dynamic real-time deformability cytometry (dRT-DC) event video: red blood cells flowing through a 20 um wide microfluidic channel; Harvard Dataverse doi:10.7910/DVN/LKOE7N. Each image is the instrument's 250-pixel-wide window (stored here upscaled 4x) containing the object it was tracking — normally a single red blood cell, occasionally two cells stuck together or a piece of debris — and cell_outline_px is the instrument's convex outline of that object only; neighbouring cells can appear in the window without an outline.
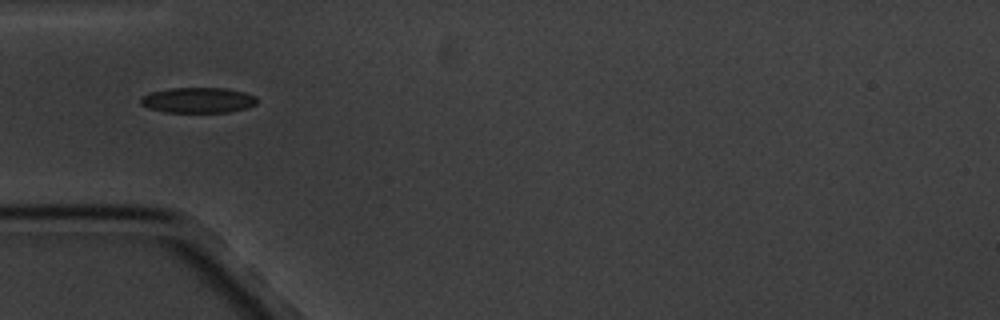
{"species": "common noctule bat (a hibernating species)", "species_latin": "Nyctalus noctula", "temperature_condition": "cold", "stored_images_in_passage": 8, "camera_frame_rate_fps": 3000, "um_per_image_px": 0.085, "animal": {"sex": "male", "body_mass_g": 20.1, "forearm_length_mm": 53.5}, "frame": {"image": 1, "passage_image": 3, "time_ms": 2.0, "image_size_px": [1000, 320], "cell_outline_px": [[256, 104], [244, 108], [228, 112], [168, 112], [148, 108], [140, 104], [140, 96], [152, 92], [168, 88], [228, 88], [244, 92], [256, 96]], "centroid_in_image_um": [16.8, 8.5], "position_along_channel_um": 68.2, "area_um2": 17.22}}
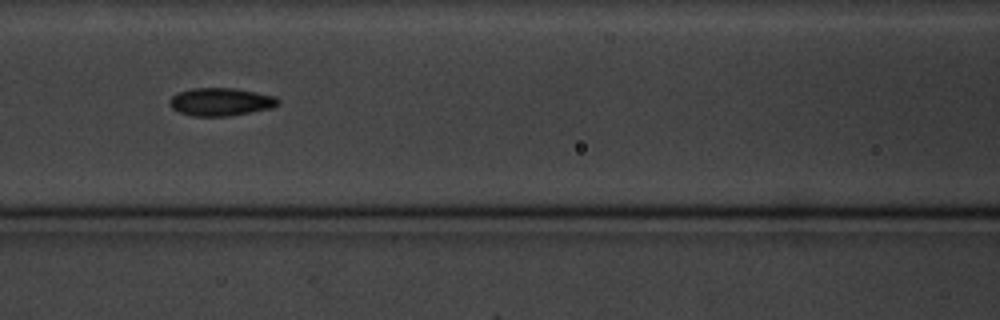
{"frame": {"image": 2, "passage_image": 5, "time_ms": 4.333, "image_size_px": [1000, 320], "cell_outline_px": [[280, 104], [272, 108], [228, 116], [192, 116], [180, 112], [172, 108], [168, 104], [168, 100], [176, 92], [192, 88], [236, 88], [276, 96], [280, 100]], "centroid_in_image_um": [18.76, 8.65], "position_along_channel_um": 147.8, "area_um2": 17.86}}
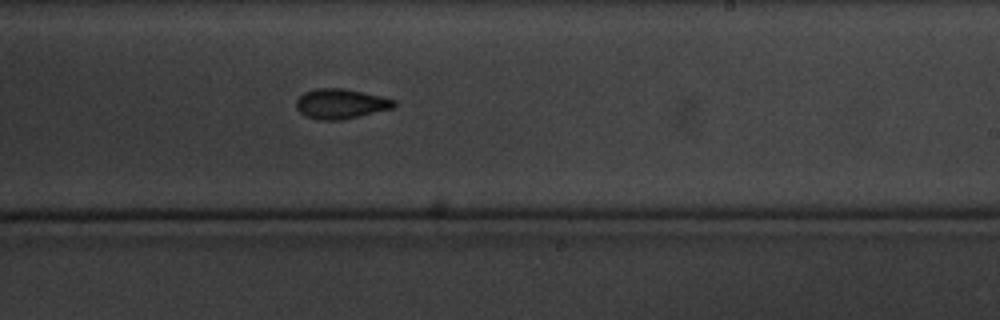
{"frame": {"image": 3, "passage_image": 8, "time_ms": 7.667, "image_size_px": [1000, 320], "cell_outline_px": [[396, 104], [392, 108], [340, 120], [320, 120], [304, 116], [296, 108], [296, 100], [304, 92], [316, 88], [344, 88], [380, 96], [396, 100]], "centroid_in_image_um": [28.92, 8.81], "position_along_channel_um": 260.1, "area_um2": 16.94}}